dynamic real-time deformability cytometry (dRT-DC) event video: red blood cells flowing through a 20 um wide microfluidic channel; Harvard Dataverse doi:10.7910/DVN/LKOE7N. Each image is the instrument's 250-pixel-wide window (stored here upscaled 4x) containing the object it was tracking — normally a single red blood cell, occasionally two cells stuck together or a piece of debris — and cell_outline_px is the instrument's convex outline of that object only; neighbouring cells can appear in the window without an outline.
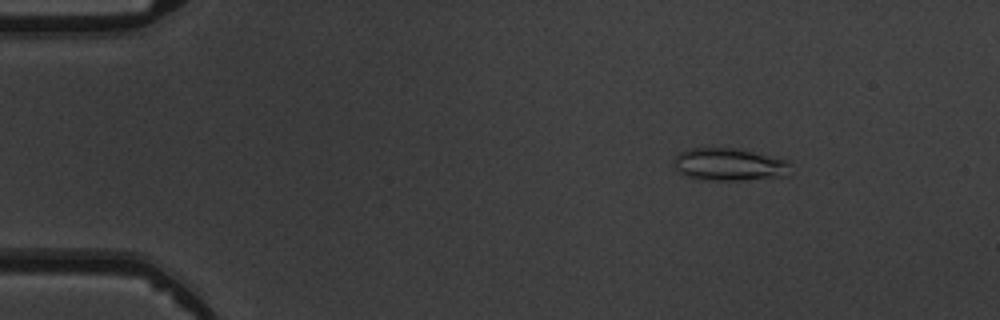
{"species": "common noctule bat (a hibernating species)", "species_latin": "Nyctalus noctula", "temperature_condition": "warm", "stored_images_in_passage": 5, "camera_frame_rate_fps": 3000, "um_per_image_px": 0.085, "animal": {"sex": "male", "body_mass_g": 19.5, "forearm_length_mm": 54.6}, "frame": {"image": 1, "passage_image": 2, "time_ms": 1.0, "image_size_px": [1000, 320], "cell_outline_px": [[788, 176], [740, 180], [712, 180], [688, 176], [680, 172], [676, 168], [672, 160], [680, 152], [688, 148], [740, 148], [788, 160]], "centroid_in_image_um": [61.99, 13.96], "position_along_channel_um": 23.0, "area_um2": 22.02}}
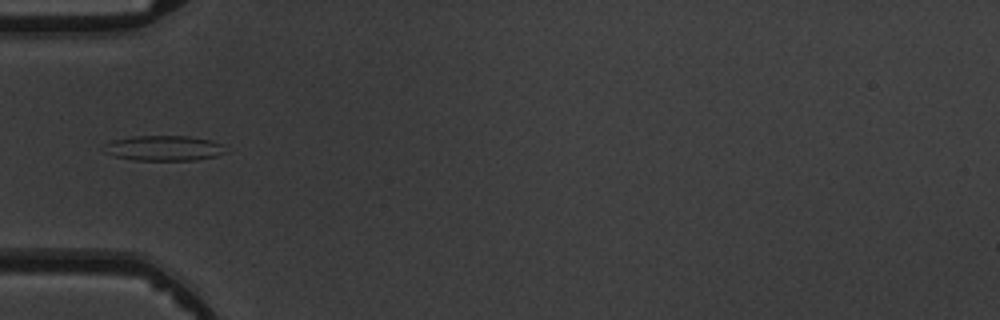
{"frame": {"image": 2, "passage_image": 5, "time_ms": 4.333, "image_size_px": [1000, 320], "cell_outline_px": [[228, 152], [216, 156], [196, 160], [132, 160], [112, 156], [104, 152], [100, 148], [104, 144], [112, 140], [132, 136], [188, 136], [212, 140], [220, 144]], "centroid_in_image_um": [13.86, 12.59], "position_along_channel_um": 71.1, "area_um2": 18.15}}